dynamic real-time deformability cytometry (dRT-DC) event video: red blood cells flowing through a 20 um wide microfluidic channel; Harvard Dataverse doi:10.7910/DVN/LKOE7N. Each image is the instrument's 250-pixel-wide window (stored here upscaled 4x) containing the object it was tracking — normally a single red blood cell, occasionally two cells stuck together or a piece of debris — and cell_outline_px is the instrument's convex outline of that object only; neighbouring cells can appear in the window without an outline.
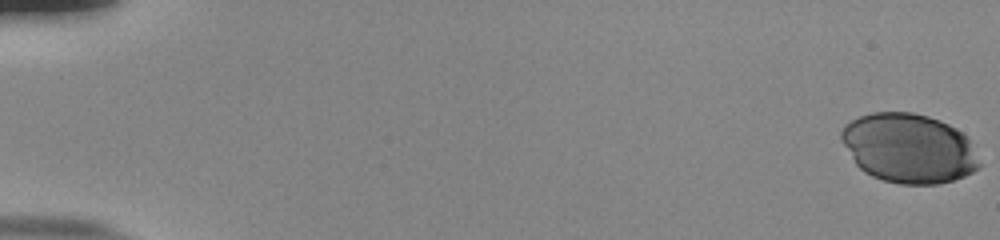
{"species": "human", "species_latin": "Homo sapiens", "temperature_condition": "room temperature", "stored_images_in_passage": 55, "camera_frame_rate_fps": 3000, "um_per_image_px": 0.085, "donor": {"sex": "male"}, "frame": {"image": 1, "passage_image": 1, "time_ms": 0.0, "image_size_px": [1000, 240], "cell_outline_px": [[980, 168], [964, 176], [952, 180], [936, 184], [900, 184], [884, 180], [872, 176], [864, 172], [856, 164], [840, 140], [840, 132], [844, 124], [860, 116], [872, 112], [912, 112], [928, 116], [940, 120], [956, 128], [968, 136], [980, 164]], "centroid_in_image_um": [77.24, 12.59], "position_along_channel_um": 7.8, "area_um2": 56.01}}
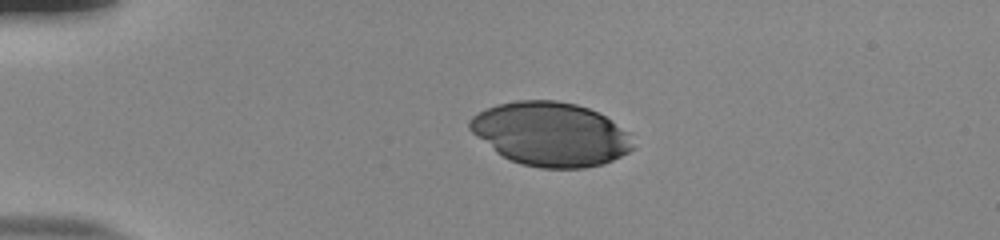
{"frame": {"image": 2, "passage_image": 14, "time_ms": 4.333, "image_size_px": [1000, 240], "cell_outline_px": [[632, 148], [628, 152], [612, 160], [600, 164], [584, 168], [540, 168], [524, 164], [512, 160], [496, 152], [476, 136], [468, 128], [468, 120], [472, 116], [496, 104], [516, 100], [556, 100], [576, 104], [588, 108], [604, 116], [628, 132]], "centroid_in_image_um": [46.76, 11.38], "position_along_channel_um": 38.2, "area_um2": 60.17}}